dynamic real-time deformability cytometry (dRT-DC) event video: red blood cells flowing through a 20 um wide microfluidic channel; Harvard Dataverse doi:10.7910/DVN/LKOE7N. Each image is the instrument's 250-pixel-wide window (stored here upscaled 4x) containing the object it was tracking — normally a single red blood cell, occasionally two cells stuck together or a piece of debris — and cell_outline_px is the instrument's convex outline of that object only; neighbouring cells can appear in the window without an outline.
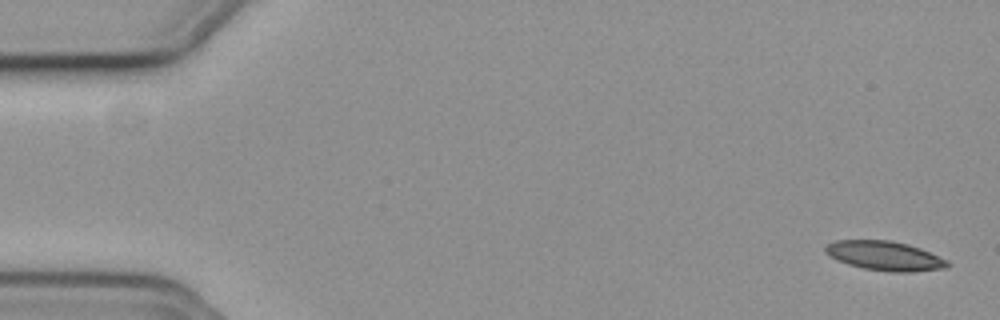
{"species": "common noctule bat (a hibernating species)", "species_latin": "Nyctalus noctula", "temperature_condition": "cold", "stored_images_in_passage": 11, "camera_frame_rate_fps": 3000, "um_per_image_px": 0.085, "animal": {"sex": "female", "body_mass_g": 19.3, "forearm_length_mm": 54.1}, "frame": {"image": 1, "passage_image": 1, "time_ms": 0.0, "image_size_px": [1000, 320], "cell_outline_px": [[952, 264], [948, 268], [912, 272], [892, 272], [864, 268], [848, 264], [836, 260], [828, 256], [824, 252], [824, 248], [828, 244], [836, 240], [892, 240], [908, 244], [920, 248], [948, 260]], "centroid_in_image_um": [75.22, 21.75], "position_along_channel_um": 9.8, "area_um2": 21.1}}